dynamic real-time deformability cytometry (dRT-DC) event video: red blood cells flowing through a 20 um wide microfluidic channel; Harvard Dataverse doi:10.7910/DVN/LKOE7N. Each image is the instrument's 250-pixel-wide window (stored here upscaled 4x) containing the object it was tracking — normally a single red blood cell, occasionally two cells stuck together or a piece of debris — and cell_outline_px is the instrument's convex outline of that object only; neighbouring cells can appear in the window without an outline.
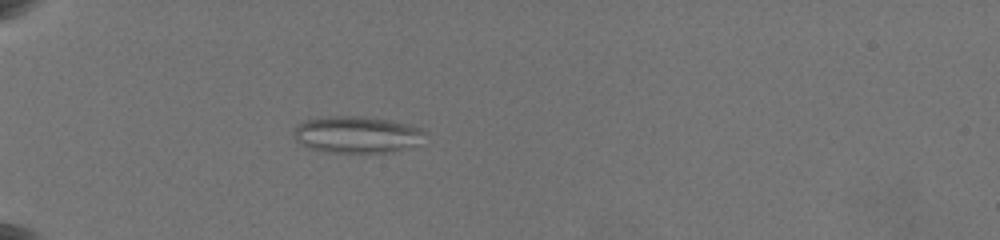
{"species": "common noctule bat (a hibernating species)", "species_latin": "Nyctalus noctula", "temperature_condition": "warm", "stored_images_in_passage": 59, "camera_frame_rate_fps": 3000, "um_per_image_px": 0.085, "animal": {"sex": "female", "body_mass_g": 19.5, "forearm_length_mm": 54.1}, "frame": {"image": 1, "passage_image": 22, "time_ms": 7.0, "image_size_px": [1000, 240], "cell_outline_px": [[424, 132], [416, 144], [392, 152], [328, 152], [308, 148], [300, 144], [296, 140], [292, 132], [296, 124], [304, 120], [332, 116], [364, 116], [392, 120], [408, 124], [420, 128]], "centroid_in_image_um": [30.25, 11.42], "position_along_channel_um": 54.8, "area_um2": 27.98}}
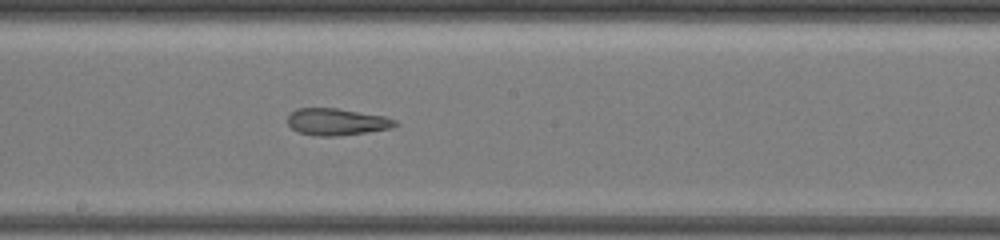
{"frame": {"image": 2, "passage_image": 40, "time_ms": 12.333, "image_size_px": [1000, 240], "cell_outline_px": [[396, 124], [392, 128], [340, 136], [312, 136], [296, 132], [288, 124], [288, 112], [296, 108], [336, 108], [384, 116], [396, 120]], "centroid_in_image_um": [28.55, 10.36], "position_along_channel_um": 219.6, "area_um2": 16.99}}
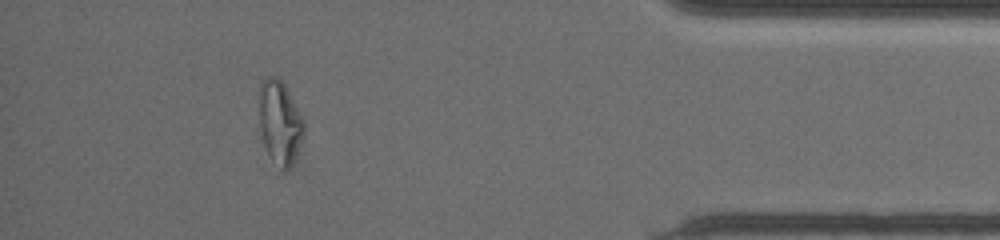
{"frame": {"image": 3, "passage_image": 55, "time_ms": 18.667, "image_size_px": [1000, 240], "cell_outline_px": [[304, 136], [292, 164], [288, 168], [284, 168], [268, 152], [264, 144], [260, 124], [260, 84], [268, 76], [276, 76], [284, 84], [304, 120]], "centroid_in_image_um": [23.81, 10.34], "position_along_channel_um": 411.4, "area_um2": 20.92}, "authors_computed_cell_mechanics": {"area_um2": 23.4668, "velocity_mm_per_s": 3.6018, "shape_relaxation_time_tau1_ms": null, "shape_relaxation_time_tau2_ms": 2.5862, "deformation_change_tau1": null, "deformation_change_tau2": 0.1241}}